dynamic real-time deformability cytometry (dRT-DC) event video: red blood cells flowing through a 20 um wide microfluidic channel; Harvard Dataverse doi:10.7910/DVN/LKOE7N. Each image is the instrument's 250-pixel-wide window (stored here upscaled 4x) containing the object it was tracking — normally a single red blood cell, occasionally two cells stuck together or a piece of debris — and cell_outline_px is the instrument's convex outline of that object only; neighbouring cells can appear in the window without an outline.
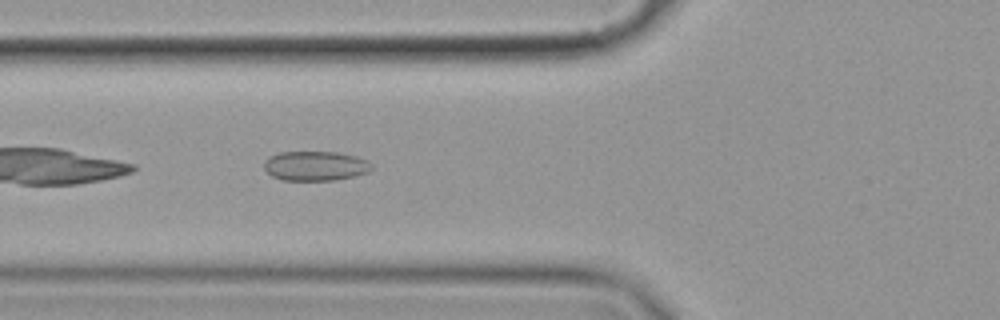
{"species": "common noctule bat (a hibernating species)", "species_latin": "Nyctalus noctula", "temperature_condition": "cold", "stored_images_in_passage": 39, "segment_of_instrument_passage": [1, 2], "camera_frame_rate_fps": 3000, "um_per_image_px": 0.085, "animal": {"sex": "female", "body_mass_g": 19.9}, "frame": {"image": 1, "passage_image": 4, "time_ms": 1.0, "image_size_px": [1000, 320], "cell_outline_px": [[372, 168], [368, 172], [356, 176], [332, 180], [284, 180], [272, 176], [264, 168], [264, 164], [272, 156], [280, 152], [340, 152], [356, 156], [368, 160], [372, 164]], "centroid_in_image_um": [26.87, 14.1], "position_along_channel_um": 98.9, "area_um2": 18.44}}
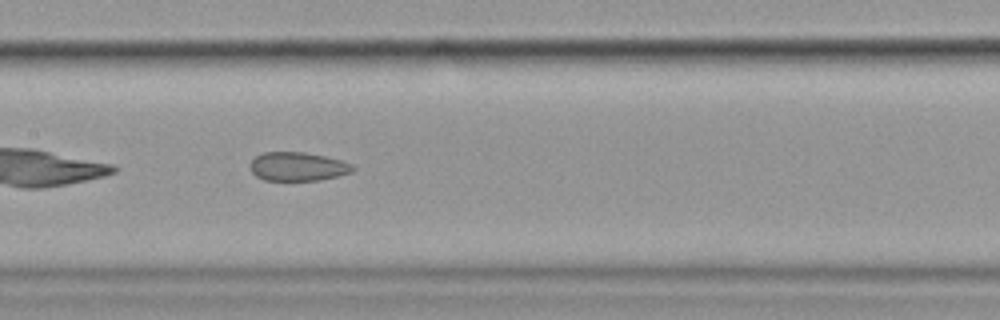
{"frame": {"image": 2, "passage_image": 11, "time_ms": 3.333, "image_size_px": [1000, 320], "cell_outline_px": [[356, 168], [352, 172], [320, 180], [264, 180], [256, 176], [252, 172], [248, 164], [256, 156], [264, 152], [304, 152], [324, 156], [340, 160], [352, 164]], "centroid_in_image_um": [25.29, 14.15], "position_along_channel_um": 182.1, "area_um2": 17.17}}
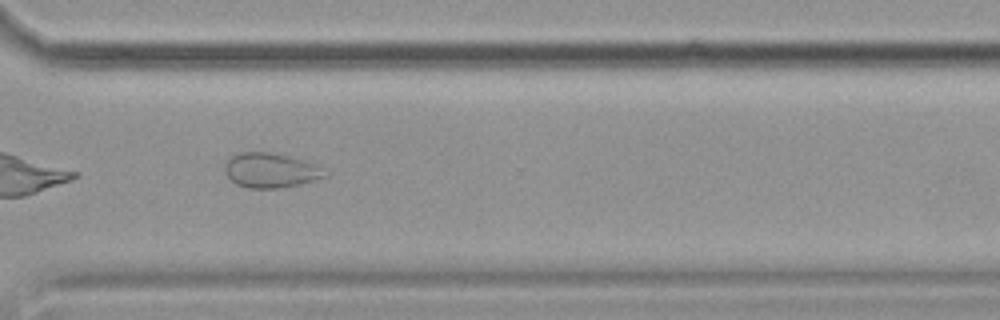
{"frame": {"image": 3, "passage_image": 25, "time_ms": 8.0, "image_size_px": [1000, 320], "cell_outline_px": [[328, 176], [300, 184], [284, 188], [248, 188], [236, 184], [224, 172], [224, 164], [232, 156], [240, 152], [268, 152], [288, 156], [304, 160], [320, 168]], "centroid_in_image_um": [22.96, 14.49], "position_along_channel_um": 347.6, "area_um2": 20.06}}